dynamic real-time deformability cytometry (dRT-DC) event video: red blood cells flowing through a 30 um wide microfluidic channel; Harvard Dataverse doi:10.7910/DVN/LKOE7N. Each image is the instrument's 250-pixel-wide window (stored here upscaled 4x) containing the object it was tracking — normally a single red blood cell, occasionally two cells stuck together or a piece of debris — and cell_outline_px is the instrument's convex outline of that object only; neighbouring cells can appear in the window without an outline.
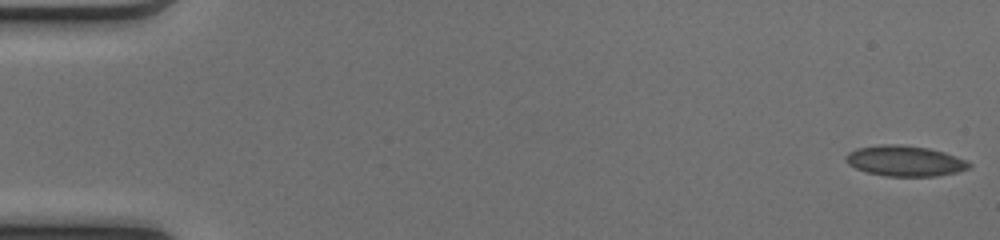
{"species": "common noctule bat (a hibernating species)", "species_latin": "Nyctalus noctula", "temperature_condition": "cold", "stored_images_in_passage": 51, "camera_frame_rate_fps": 3000, "um_per_image_px": 0.085, "animal": {"sex": "female", "body_mass_g": 17.0, "forearm_length_mm": 48.0}, "frame": {"image": 1, "passage_image": 1, "time_ms": 0.0, "image_size_px": [1000, 240], "cell_outline_px": [[972, 164], [968, 168], [956, 172], [936, 176], [884, 176], [868, 172], [856, 168], [848, 164], [844, 160], [844, 156], [848, 152], [856, 148], [880, 144], [900, 144], [928, 148], [944, 152], [956, 156]], "centroid_in_image_um": [76.86, 13.67], "position_along_channel_um": 8.1, "area_um2": 21.96}}
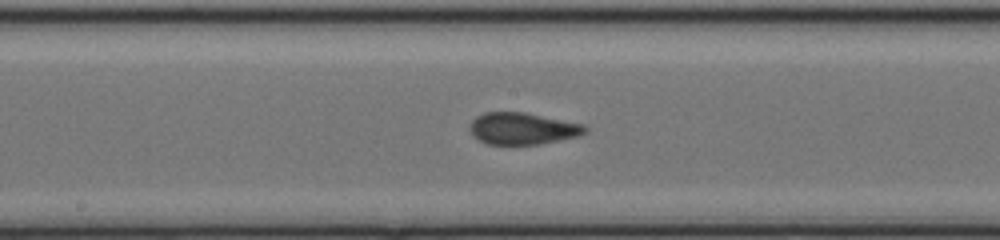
{"frame": {"image": 2, "passage_image": 27, "time_ms": 8.667, "image_size_px": [1000, 240], "cell_outline_px": [[588, 132], [580, 136], [540, 144], [488, 144], [472, 136], [468, 128], [472, 120], [476, 116], [484, 112], [524, 112], [584, 124], [588, 128]], "centroid_in_image_um": [44.42, 10.92], "position_along_channel_um": 203.8, "area_um2": 21.56}}
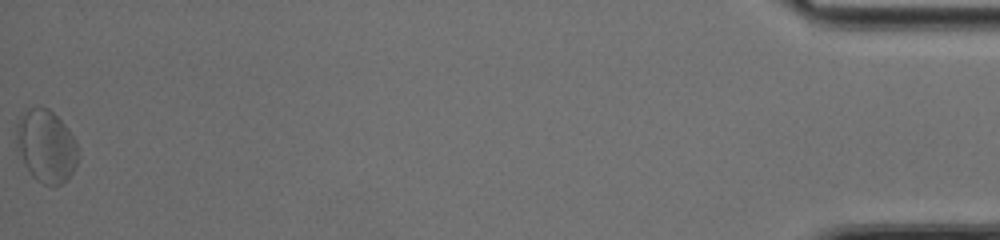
{"frame": {"image": 3, "passage_image": 51, "time_ms": 16.667, "image_size_px": [1000, 240], "cell_outline_px": [[76, 168], [60, 184], [44, 184], [36, 180], [32, 176], [20, 152], [16, 140], [16, 124], [20, 116], [28, 108], [48, 108], [68, 128], [76, 140]], "centroid_in_image_um": [3.91, 12.39], "position_along_channel_um": 431.3, "area_um2": 25.37}, "authors_computed_cell_mechanics": {"area_um2": 21.7906, "velocity_mm_per_s": 4.0872, "shape_relaxation_time_tau1_ms": null, "shape_relaxation_time_tau2_ms": 1.6178, "deformation_change_tau1": null, "deformation_change_tau2": 0.0683}}